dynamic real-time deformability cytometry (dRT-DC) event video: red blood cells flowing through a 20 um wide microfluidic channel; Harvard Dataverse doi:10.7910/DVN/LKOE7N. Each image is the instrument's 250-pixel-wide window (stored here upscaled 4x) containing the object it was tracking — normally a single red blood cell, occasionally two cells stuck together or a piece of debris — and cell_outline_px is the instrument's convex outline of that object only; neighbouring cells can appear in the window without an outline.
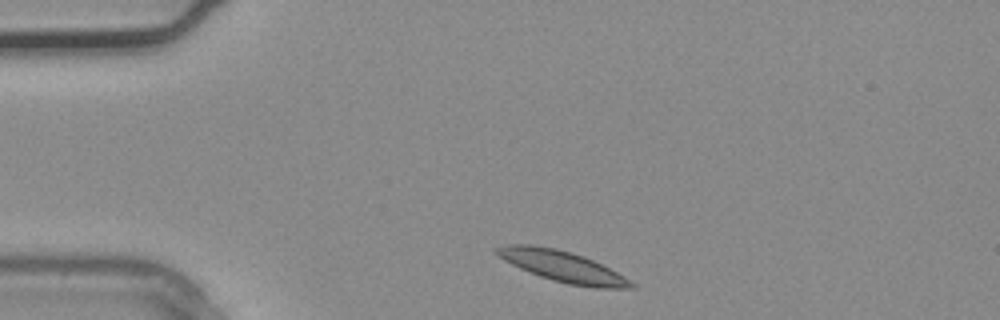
{"species": "common noctule bat (a hibernating species)", "species_latin": "Nyctalus noctula", "temperature_condition": "warm", "stored_images_in_passage": 2, "segment_of_instrument_passage": [2, 2], "camera_frame_rate_fps": 3000, "um_per_image_px": 0.085, "animal": {"sex": "male", "body_mass_g": 20.4}, "frame": {"image": 1, "passage_image": 2, "time_ms": 0.333, "image_size_px": [1000, 320], "cell_outline_px": [[636, 288], [592, 288], [568, 284], [552, 280], [540, 276], [520, 268], [504, 260], [496, 252], [496, 248], [504, 244], [532, 244], [556, 248], [572, 252], [584, 256], [624, 276], [636, 284]], "centroid_in_image_um": [47.83, 22.64], "position_along_channel_um": 37.2, "area_um2": 24.16}}